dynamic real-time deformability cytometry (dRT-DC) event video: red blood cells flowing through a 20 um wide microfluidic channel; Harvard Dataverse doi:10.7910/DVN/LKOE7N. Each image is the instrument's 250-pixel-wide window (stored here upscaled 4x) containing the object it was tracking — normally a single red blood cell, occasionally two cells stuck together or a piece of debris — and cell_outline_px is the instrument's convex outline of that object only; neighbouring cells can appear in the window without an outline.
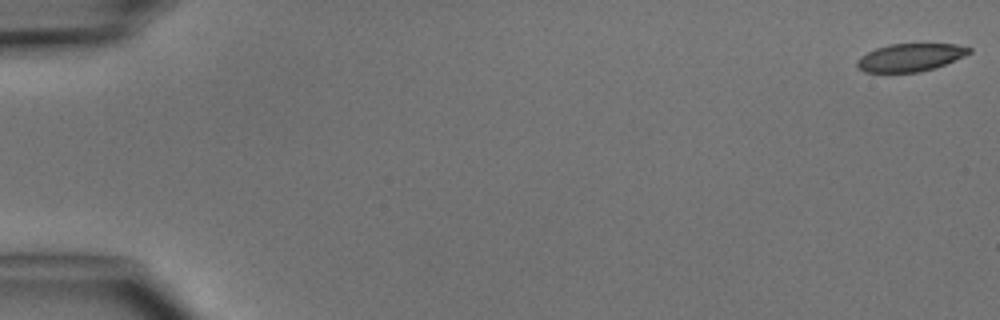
{"species": "common noctule bat (a hibernating species)", "species_latin": "Nyctalus noctula", "temperature_condition": "cold", "stored_images_in_passage": 5, "camera_frame_rate_fps": 3000, "um_per_image_px": 0.085, "animal": {"sex": "male", "body_mass_g": 15.6}, "frame": {"image": 1, "passage_image": 5, "time_ms": 5.667, "image_size_px": [1000, 320], "cell_outline_px": [[972, 52], [964, 56], [936, 68], [920, 72], [864, 72], [856, 64], [856, 60], [860, 56], [876, 48], [888, 44], [956, 44], [972, 48]], "centroid_in_image_um": [77.38, 4.88], "position_along_channel_um": 7.6, "area_um2": 18.21}}